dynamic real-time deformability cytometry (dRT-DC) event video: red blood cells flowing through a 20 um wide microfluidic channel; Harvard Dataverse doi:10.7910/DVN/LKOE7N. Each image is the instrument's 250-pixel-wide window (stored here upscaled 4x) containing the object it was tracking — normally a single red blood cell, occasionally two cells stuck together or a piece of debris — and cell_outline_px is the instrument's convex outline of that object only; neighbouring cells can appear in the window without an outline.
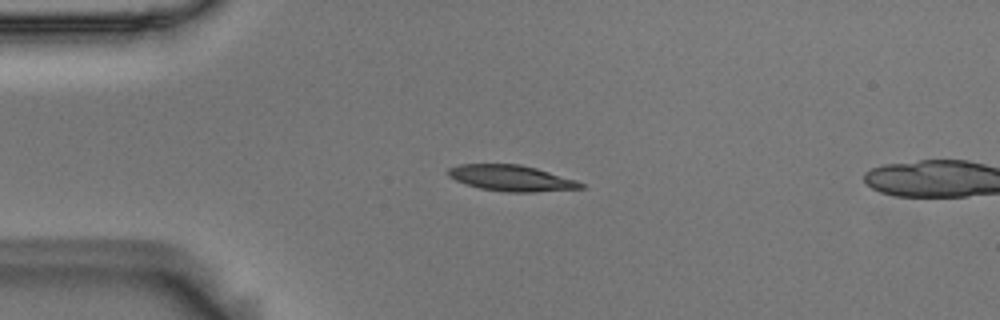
{"species": "Egyptian fruit bat (a non-hibernating species)", "species_latin": "Rousettus aegyptiacus", "temperature_condition": "room temperature", "stored_images_in_passage": 3, "camera_frame_rate_fps": 3000, "um_per_image_px": 0.085, "animal": {"sex": "male"}, "frame": {"image": 1, "passage_image": 1, "time_ms": 0.0, "image_size_px": [1000, 320], "cell_outline_px": [[588, 188], [536, 192], [504, 192], [480, 188], [456, 180], [448, 176], [448, 168], [460, 164], [520, 164], [536, 168], [576, 180], [584, 184]], "centroid_in_image_um": [43.5, 15.14], "position_along_channel_um": 41.5, "area_um2": 20.06}}